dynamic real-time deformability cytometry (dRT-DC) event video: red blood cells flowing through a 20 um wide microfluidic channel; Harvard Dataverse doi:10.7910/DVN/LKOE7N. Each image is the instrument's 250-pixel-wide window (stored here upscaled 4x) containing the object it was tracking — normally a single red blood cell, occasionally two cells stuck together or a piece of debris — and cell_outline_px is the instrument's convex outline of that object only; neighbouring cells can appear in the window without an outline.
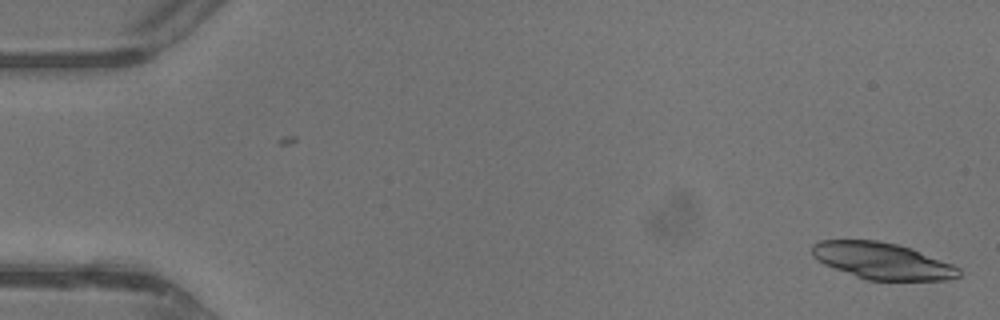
{"species": "common noctule bat (a hibernating species)", "species_latin": "Nyctalus noctula", "temperature_condition": "warm", "stored_images_in_passage": 14, "camera_frame_rate_fps": 3000, "um_per_image_px": 0.085, "animal": {"sex": "male", "body_mass_g": 13.3}, "frame": {"image": 1, "passage_image": 1, "time_ms": 0.0, "image_size_px": [1000, 320], "cell_outline_px": [[960, 276], [952, 280], [868, 280], [856, 276], [824, 264], [812, 256], [812, 244], [820, 240], [876, 240], [896, 244], [912, 248], [952, 264], [960, 268]], "centroid_in_image_um": [75.01, 22.17], "position_along_channel_um": 10.0, "area_um2": 31.21}}
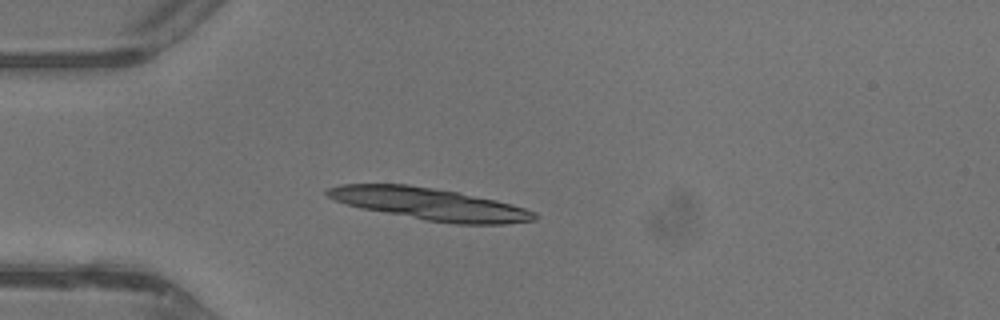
{"frame": {"image": 2, "passage_image": 12, "time_ms": 3.667, "image_size_px": [1000, 320], "cell_outline_px": [[536, 220], [504, 224], [456, 224], [428, 220], [364, 208], [348, 204], [336, 200], [328, 196], [324, 192], [324, 188], [340, 184], [408, 184], [456, 192], [496, 200], [512, 204], [536, 212]], "centroid_in_image_um": [36.54, 17.33], "position_along_channel_um": 48.5, "area_um2": 38.09}}